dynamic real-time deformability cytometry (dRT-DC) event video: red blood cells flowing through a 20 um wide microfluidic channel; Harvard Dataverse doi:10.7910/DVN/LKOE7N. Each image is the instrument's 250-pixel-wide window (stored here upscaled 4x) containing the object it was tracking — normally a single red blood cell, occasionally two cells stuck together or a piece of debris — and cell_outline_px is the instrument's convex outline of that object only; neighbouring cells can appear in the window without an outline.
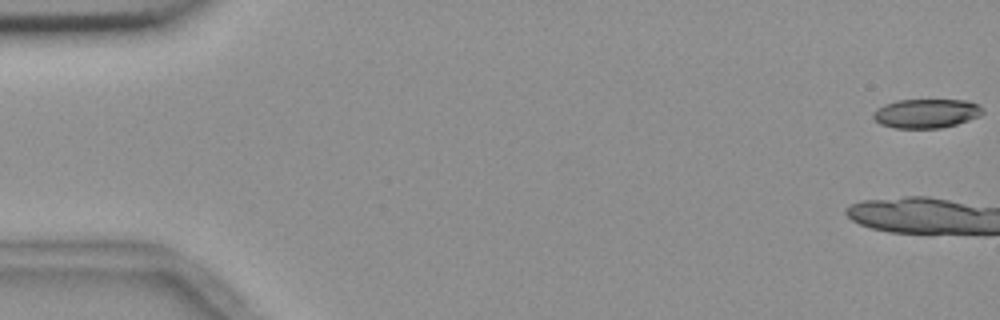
{"species": "common noctule bat (a hibernating species)", "species_latin": "Nyctalus noctula", "temperature_condition": "room temperature", "stored_images_in_passage": 6, "camera_frame_rate_fps": 3000, "um_per_image_px": 0.085, "animal": {"sex": "female", "body_mass_g": 18.4}, "frame": {"image": 1, "passage_image": 1, "time_ms": 0.0, "image_size_px": [1000, 320], "cell_outline_px": [[984, 112], [980, 116], [956, 124], [940, 128], [892, 128], [880, 124], [872, 116], [872, 112], [876, 108], [884, 104], [896, 100], [968, 100], [980, 104], [984, 108]], "centroid_in_image_um": [78.74, 9.63], "position_along_channel_um": 6.3, "area_um2": 18.84}}